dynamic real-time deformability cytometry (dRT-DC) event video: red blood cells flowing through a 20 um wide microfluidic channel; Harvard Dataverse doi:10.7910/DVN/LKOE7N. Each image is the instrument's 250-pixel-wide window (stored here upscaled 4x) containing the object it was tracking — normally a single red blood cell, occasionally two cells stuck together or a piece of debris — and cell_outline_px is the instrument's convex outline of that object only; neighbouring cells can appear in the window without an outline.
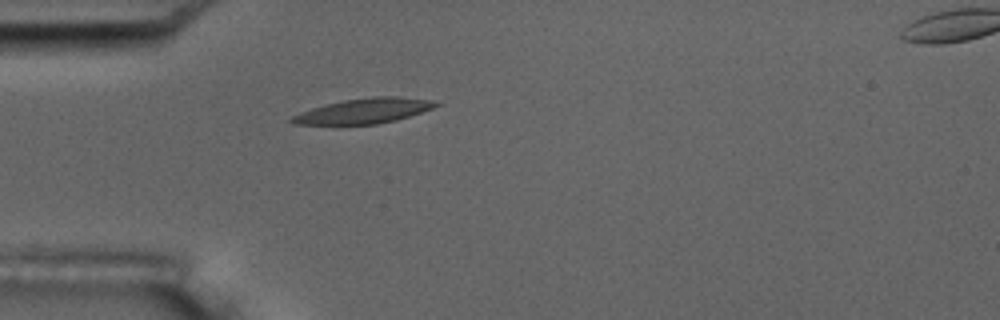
{"species": "common noctule bat (a hibernating species)", "species_latin": "Nyctalus noctula", "temperature_condition": "room temperature", "stored_images_in_passage": 5, "segment_of_instrument_passage": [1, 2], "camera_frame_rate_fps": 3000, "um_per_image_px": 0.085, "animal": {"sex": "male", "body_mass_g": 17.5, "forearm_length_mm": 52.3}, "frame": {"image": 1, "passage_image": 4, "time_ms": 4.333, "image_size_px": [1000, 320], "cell_outline_px": [[440, 104], [432, 108], [396, 120], [376, 124], [292, 124], [288, 120], [292, 116], [300, 112], [312, 108], [344, 100], [372, 96], [396, 96], [432, 100]], "centroid_in_image_um": [30.91, 9.42], "position_along_channel_um": 54.1, "area_um2": 20.75}}